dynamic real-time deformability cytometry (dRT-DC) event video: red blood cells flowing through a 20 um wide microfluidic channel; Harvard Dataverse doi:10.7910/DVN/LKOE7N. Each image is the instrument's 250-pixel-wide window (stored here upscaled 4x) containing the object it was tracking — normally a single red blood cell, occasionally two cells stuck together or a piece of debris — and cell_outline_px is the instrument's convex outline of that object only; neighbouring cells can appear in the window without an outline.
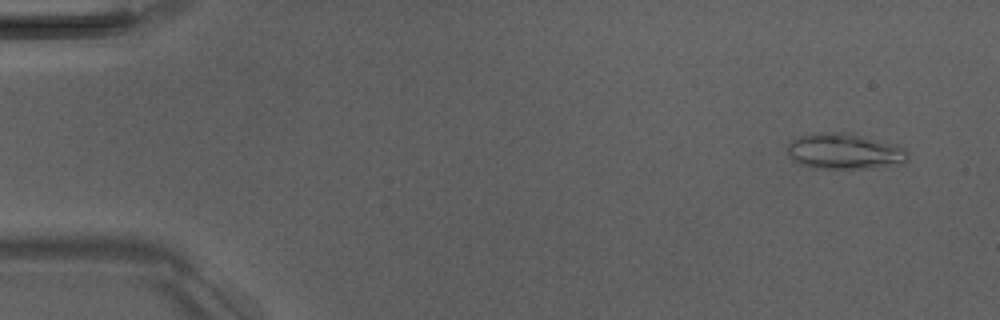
{"species": "Egyptian fruit bat (a non-hibernating species)", "species_latin": "Rousettus aegyptiacus", "temperature_condition": "room temperature", "stored_images_in_passage": 4, "camera_frame_rate_fps": 3000, "um_per_image_px": 0.085, "animal": {"sex": "male"}, "frame": {"image": 1, "passage_image": 1, "time_ms": 0.0, "image_size_px": [1000, 320], "cell_outline_px": [[908, 160], [904, 164], [868, 168], [812, 168], [800, 164], [792, 160], [788, 156], [788, 144], [792, 140], [800, 136], [836, 132], [852, 132], [896, 144], [904, 148], [908, 152]], "centroid_in_image_um": [71.84, 12.87], "position_along_channel_um": 13.2, "area_um2": 25.32}}